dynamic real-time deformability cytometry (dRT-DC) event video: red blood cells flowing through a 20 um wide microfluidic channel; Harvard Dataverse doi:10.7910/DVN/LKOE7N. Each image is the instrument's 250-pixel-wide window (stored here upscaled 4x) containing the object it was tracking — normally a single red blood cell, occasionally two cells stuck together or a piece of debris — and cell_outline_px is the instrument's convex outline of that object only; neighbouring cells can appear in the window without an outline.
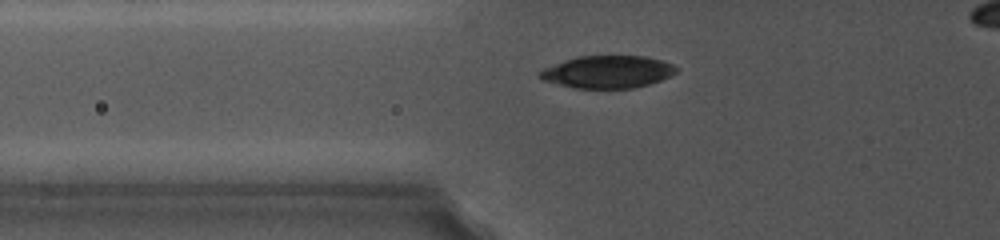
{"species": "common noctule bat (a hibernating species)", "species_latin": "Nyctalus noctula", "temperature_condition": "cold", "stored_images_in_passage": 12, "camera_frame_rate_fps": 5000, "um_per_image_px": 0.085, "animal": {"sex": "female", "body_mass_g": 19.0, "forearm_length_mm": 56.7}, "frame": {"image": 1, "passage_image": 12, "time_ms": 11.0, "image_size_px": [1000, 240], "cell_outline_px": [[680, 68], [676, 72], [660, 80], [648, 84], [632, 88], [572, 88], [544, 80], [540, 76], [540, 72], [544, 68], [564, 60], [580, 56], [644, 56], [660, 60], [672, 64]], "centroid_in_image_um": [51.66, 6.11], "position_along_channel_um": 74.1, "area_um2": 25.49}}